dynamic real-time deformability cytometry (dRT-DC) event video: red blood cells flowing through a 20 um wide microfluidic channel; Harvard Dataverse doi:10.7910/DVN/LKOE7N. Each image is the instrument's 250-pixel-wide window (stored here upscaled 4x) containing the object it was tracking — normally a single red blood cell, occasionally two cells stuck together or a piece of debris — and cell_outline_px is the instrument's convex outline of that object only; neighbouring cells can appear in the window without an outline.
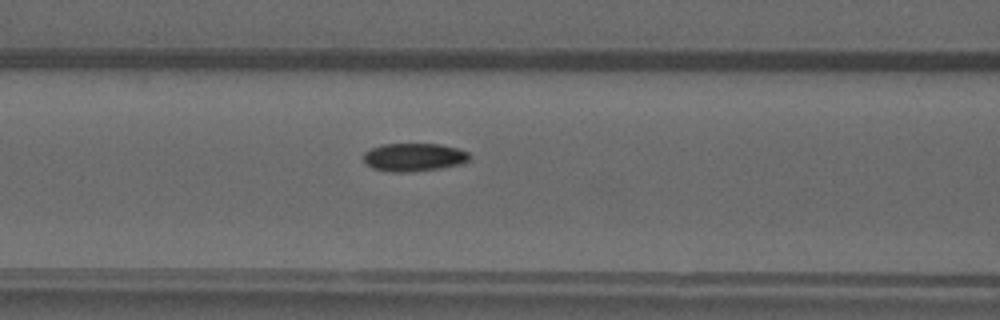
{"species": "common noctule bat (a hibernating species)", "species_latin": "Nyctalus noctula", "temperature_condition": "warm", "stored_images_in_passage": 42, "camera_frame_rate_fps": 3000, "um_per_image_px": 0.085, "animal": {"sex": "male", "forearm_length_mm": 52.5}, "frame": {"image": 1, "passage_image": 14, "time_ms": 4.333, "image_size_px": [1000, 320], "cell_outline_px": [[472, 156], [468, 160], [460, 164], [440, 168], [408, 172], [392, 172], [372, 168], [364, 164], [364, 152], [380, 144], [440, 144], [460, 148], [468, 152]], "centroid_in_image_um": [35.18, 13.36], "position_along_channel_um": 131.4, "area_um2": 17.51}}
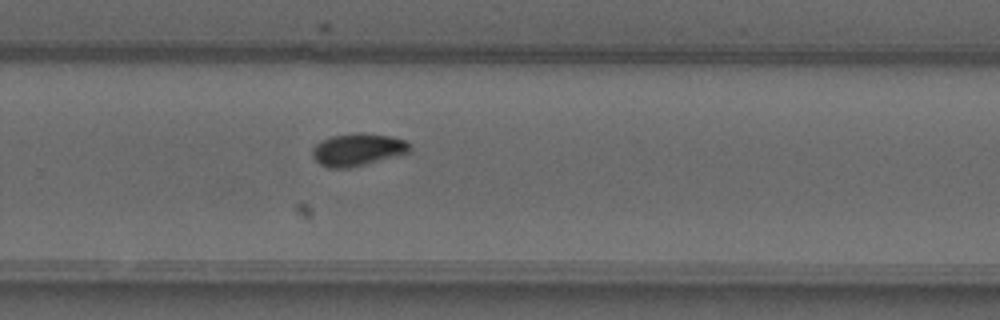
{"frame": {"image": 2, "passage_image": 26, "time_ms": 8.333, "image_size_px": [1000, 320], "cell_outline_px": [[412, 144], [408, 152], [364, 164], [348, 168], [328, 168], [320, 164], [312, 156], [312, 152], [316, 144], [320, 140], [332, 136], [360, 132], [364, 132], [392, 136], [404, 140]], "centroid_in_image_um": [30.38, 12.7], "position_along_channel_um": 299.4, "area_um2": 18.26}}
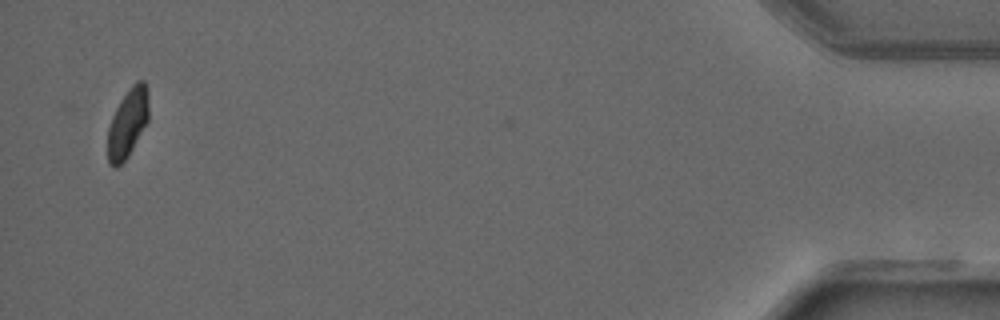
{"frame": {"image": 3, "passage_image": 41, "time_ms": 13.333, "image_size_px": [1000, 320], "cell_outline_px": [[148, 120], [128, 156], [116, 168], [108, 164], [108, 128], [112, 116], [120, 100], [128, 88], [136, 80], [144, 80], [148, 88]], "centroid_in_image_um": [10.85, 10.42], "position_along_channel_um": 424.3, "area_um2": 16.47}}